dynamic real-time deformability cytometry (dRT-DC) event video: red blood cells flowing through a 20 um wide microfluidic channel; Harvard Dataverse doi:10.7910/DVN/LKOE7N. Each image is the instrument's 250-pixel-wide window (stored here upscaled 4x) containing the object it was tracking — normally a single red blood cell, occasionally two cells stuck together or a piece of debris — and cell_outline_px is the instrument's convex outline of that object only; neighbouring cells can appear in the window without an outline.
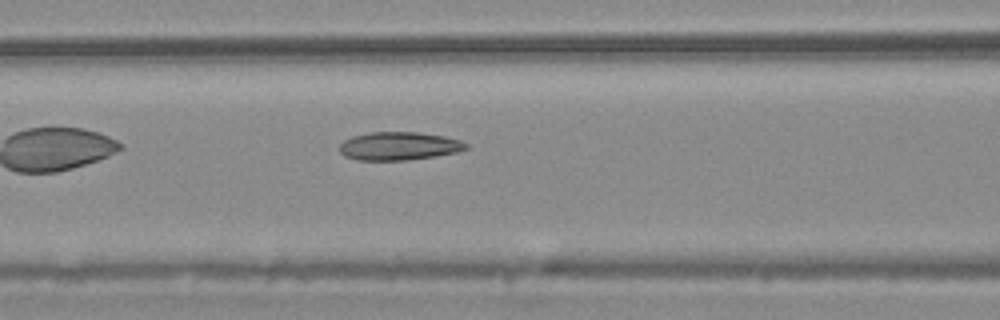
{"species": "common noctule bat (a hibernating species)", "species_latin": "Nyctalus noctula", "temperature_condition": "warm", "stored_images_in_passage": 38, "camera_frame_rate_fps": 3000, "um_per_image_px": 0.085, "animal": {"sex": "male", "body_mass_g": 20.4}, "frame": {"image": 1, "passage_image": 6, "time_ms": 1.667, "image_size_px": [1000, 320], "cell_outline_px": [[468, 148], [456, 152], [436, 156], [408, 160], [356, 160], [344, 156], [340, 152], [340, 144], [344, 140], [352, 136], [368, 132], [416, 132], [444, 136], [460, 140], [468, 144]], "centroid_in_image_um": [33.89, 12.41], "position_along_channel_um": 132.7, "area_um2": 20.87}, "authors_computed_cell_mechanics": {"area_um2": 20.9814, "velocity_mm_per_s": 3.7306, "shape_relaxation_time_tau1_ms": 10.9801, "shape_relaxation_time_tau2_ms": 2.3274, "deformation_change_tau1": 0.2404, "deformation_change_tau2": 0.0823}}